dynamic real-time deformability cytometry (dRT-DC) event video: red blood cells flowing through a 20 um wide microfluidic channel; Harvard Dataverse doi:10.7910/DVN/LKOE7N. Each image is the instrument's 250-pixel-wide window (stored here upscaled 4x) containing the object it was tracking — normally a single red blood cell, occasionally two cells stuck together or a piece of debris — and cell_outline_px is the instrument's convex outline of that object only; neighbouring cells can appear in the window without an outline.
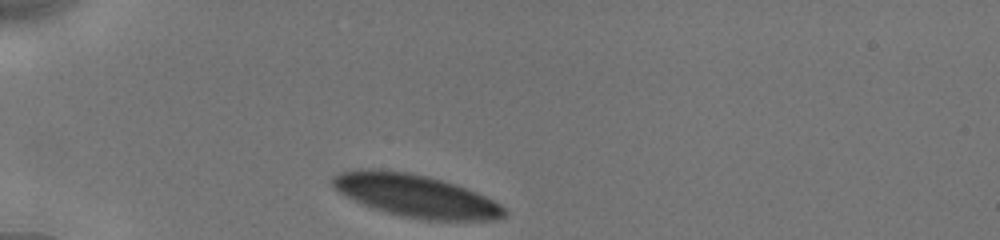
{"species": "human", "species_latin": "Homo sapiens", "temperature_condition": "cold", "stored_images_in_passage": 43, "camera_frame_rate_fps": 3000, "um_per_image_px": 0.085, "donor": {"sex": "male"}, "frame": {"image": 1, "passage_image": 1, "time_ms": 0.0, "image_size_px": [1000, 240], "cell_outline_px": [[508, 212], [504, 216], [496, 220], [428, 220], [400, 216], [372, 208], [344, 196], [332, 184], [332, 176], [340, 172], [360, 168], [372, 168], [408, 172], [428, 176], [456, 184], [476, 192], [500, 204]], "centroid_in_image_um": [35.31, 16.63], "position_along_channel_um": 49.7, "area_um2": 42.71}}
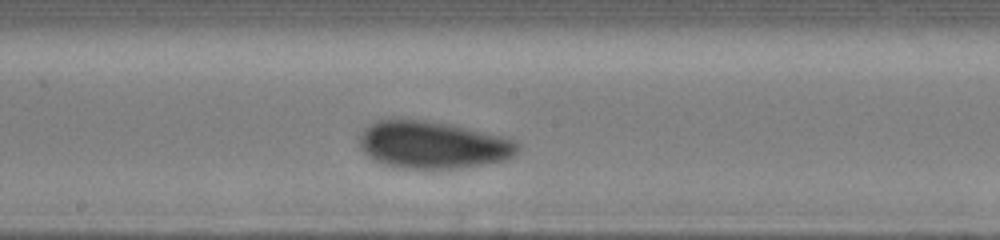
{"frame": {"image": 2, "passage_image": 26, "time_ms": 5.0, "image_size_px": [1000, 240], "cell_outline_px": [[520, 144], [516, 156], [504, 160], [484, 164], [460, 168], [400, 168], [384, 164], [372, 160], [360, 148], [360, 136], [364, 128], [368, 124], [376, 120], [424, 120], [452, 124], [500, 136], [512, 140]], "centroid_in_image_um": [36.77, 12.32], "position_along_channel_um": 211.4, "area_um2": 43.58}}
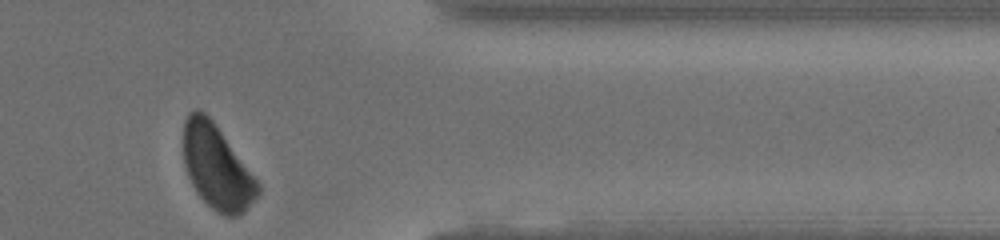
{"frame": {"image": 3, "passage_image": 43, "time_ms": 10.0, "image_size_px": [1000, 240], "cell_outline_px": [[260, 192], [244, 212], [236, 216], [228, 216], [216, 212], [196, 192], [188, 176], [184, 164], [184, 120], [188, 112], [196, 108], [204, 112], [212, 120], [260, 184]], "centroid_in_image_um": [18.41, 14.2], "position_along_channel_um": 393.0, "area_um2": 36.01}, "authors_computed_cell_mechanics": {"area_um2": 44.0436, "velocity_mm_per_s": 3.8476, "shape_relaxation_time_tau1_ms": 2.7578, "shape_relaxation_time_tau2_ms": 0.2884, "deformation_change_tau1": 0.0944, "deformation_change_tau2": 0.0509}}